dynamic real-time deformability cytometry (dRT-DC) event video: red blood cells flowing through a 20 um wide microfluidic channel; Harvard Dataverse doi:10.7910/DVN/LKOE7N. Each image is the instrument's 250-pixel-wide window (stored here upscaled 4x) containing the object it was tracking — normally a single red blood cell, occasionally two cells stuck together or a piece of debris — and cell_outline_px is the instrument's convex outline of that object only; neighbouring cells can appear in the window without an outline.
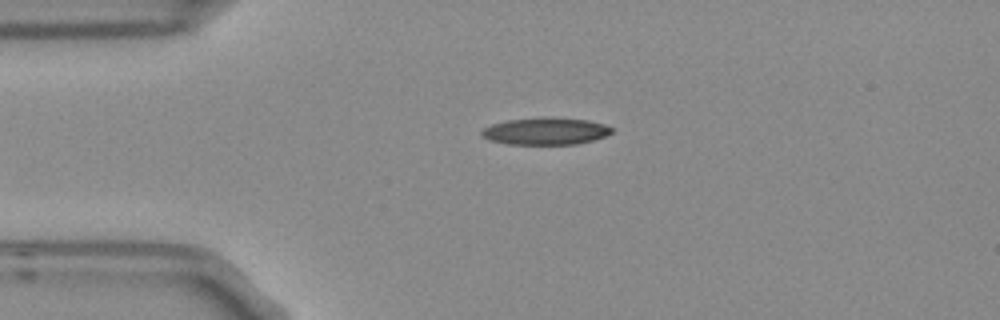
{"species": "Egyptian fruit bat (a non-hibernating species)", "species_latin": "Rousettus aegyptiacus", "temperature_condition": "room temperature", "stored_images_in_passage": 1, "camera_frame_rate_fps": 3000, "um_per_image_px": 0.085, "frame": {"image": 1, "passage_image": 1, "time_ms": 0.0, "image_size_px": [1000, 320], "cell_outline_px": [[612, 132], [604, 136], [592, 140], [576, 144], [508, 144], [492, 140], [484, 136], [480, 132], [484, 128], [492, 124], [508, 120], [588, 120], [604, 124], [612, 128]], "centroid_in_image_um": [46.38, 11.2], "position_along_channel_um": 38.6, "area_um2": 19.25}}